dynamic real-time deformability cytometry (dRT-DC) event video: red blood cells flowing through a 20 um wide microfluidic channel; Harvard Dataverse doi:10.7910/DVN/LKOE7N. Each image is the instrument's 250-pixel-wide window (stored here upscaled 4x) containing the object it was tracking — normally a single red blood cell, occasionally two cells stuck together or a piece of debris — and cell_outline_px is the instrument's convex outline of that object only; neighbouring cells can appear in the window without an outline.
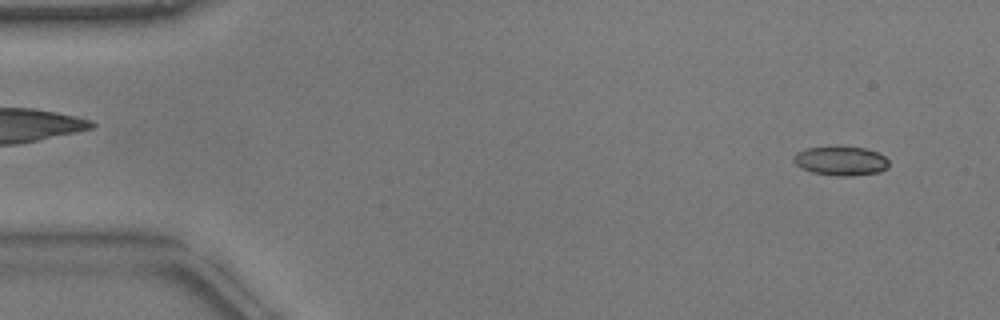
{"species": "common noctule bat (a hibernating species)", "species_latin": "Nyctalus noctula", "temperature_condition": "warm", "stored_images_in_passage": 49, "camera_frame_rate_fps": 3000, "um_per_image_px": 0.085, "animal": {"sex": "male", "body_mass_g": 17.9}, "frame": {"image": 1, "passage_image": 3, "time_ms": 0.667, "image_size_px": [1000, 320], "cell_outline_px": [[888, 168], [880, 172], [852, 176], [836, 176], [812, 172], [800, 168], [792, 160], [792, 156], [796, 152], [804, 148], [864, 148], [876, 152], [884, 156], [888, 160]], "centroid_in_image_um": [71.44, 13.7], "position_along_channel_um": 13.6, "area_um2": 16.01}}
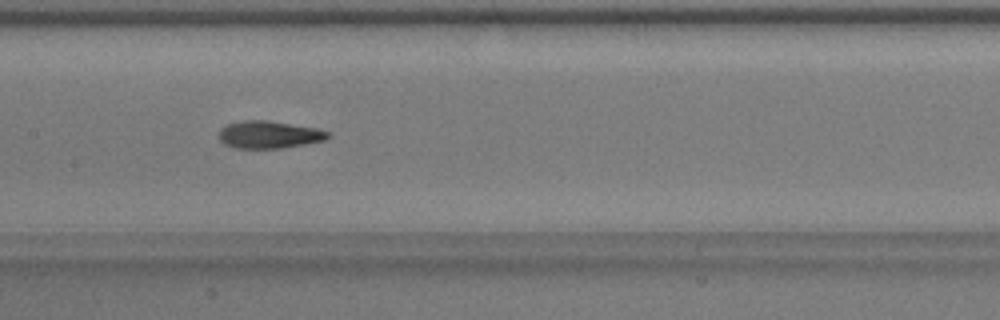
{"frame": {"image": 2, "passage_image": 25, "time_ms": 8.0, "image_size_px": [1000, 320], "cell_outline_px": [[332, 136], [324, 140], [284, 148], [236, 148], [224, 144], [220, 140], [220, 128], [228, 124], [240, 120], [264, 120], [316, 128], [332, 132]], "centroid_in_image_um": [22.89, 11.44], "position_along_channel_um": 184.5, "area_um2": 17.4}}
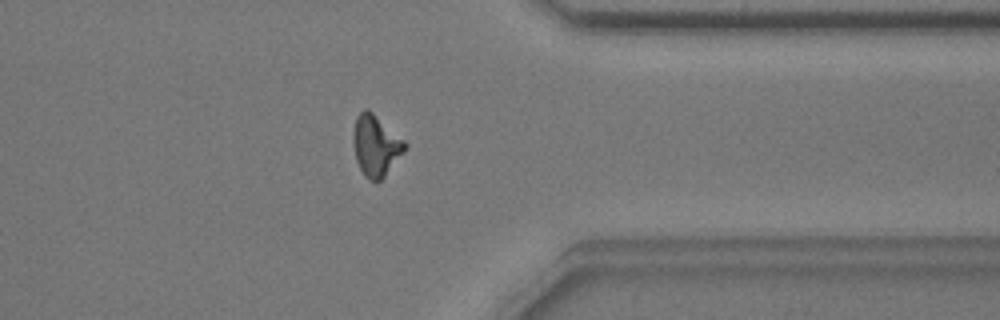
{"frame": {"image": 3, "passage_image": 41, "time_ms": 13.333, "image_size_px": [1000, 320], "cell_outline_px": [[408, 144], [404, 152], [384, 176], [380, 180], [368, 180], [364, 176], [356, 160], [352, 140], [352, 132], [356, 116], [364, 108], [368, 108], [404, 140]], "centroid_in_image_um": [31.92, 12.35], "position_along_channel_um": 379.5, "area_um2": 18.38}, "authors_computed_cell_mechanics": {"area_um2": 17.4556, "velocity_mm_per_s": 3.8166, "shape_relaxation_time_tau1_ms": 4.0347, "shape_relaxation_time_tau2_ms": 2.0459, "deformation_change_tau1": 0.1788, "deformation_change_tau2": 0.0919}}